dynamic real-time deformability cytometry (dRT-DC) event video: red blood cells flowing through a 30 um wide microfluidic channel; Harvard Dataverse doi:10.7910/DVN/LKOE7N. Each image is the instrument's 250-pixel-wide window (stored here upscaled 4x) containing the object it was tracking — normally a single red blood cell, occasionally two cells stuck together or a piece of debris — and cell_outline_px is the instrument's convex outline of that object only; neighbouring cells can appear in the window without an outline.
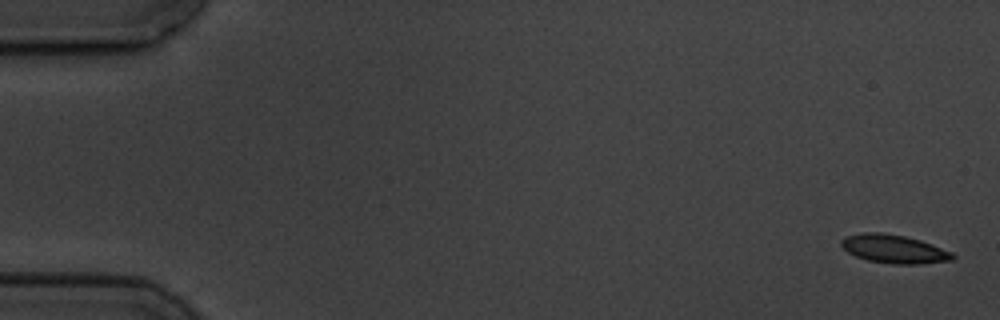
{"species": "common noctule bat (a hibernating species)", "species_latin": "Nyctalus noctula", "temperature_condition": "cold", "stored_images_in_passage": 5, "camera_frame_rate_fps": 3000, "um_per_image_px": 0.085, "animal": {"sex": "male", "body_mass_g": 19.5, "forearm_length_mm": 54.6}, "frame": {"image": 1, "passage_image": 1, "time_ms": 0.0, "image_size_px": [1000, 320], "cell_outline_px": [[956, 256], [952, 260], [920, 264], [892, 264], [868, 260], [856, 256], [848, 252], [840, 244], [840, 240], [844, 236], [864, 232], [880, 232], [904, 236], [920, 240], [932, 244], [952, 252]], "centroid_in_image_um": [75.98, 21.16], "position_along_channel_um": 9.0, "area_um2": 18.5}}
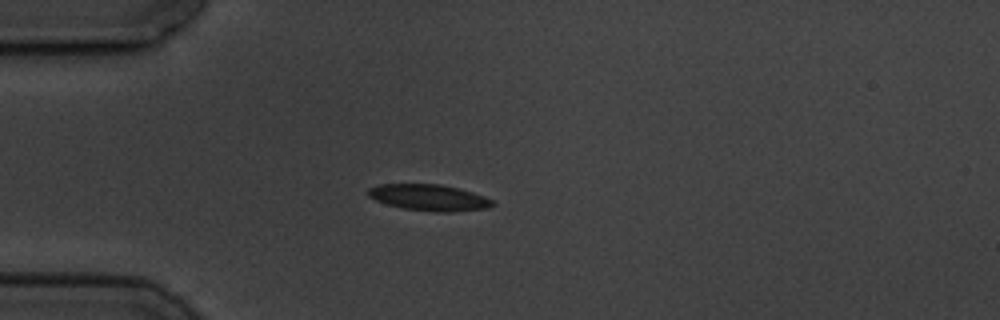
{"frame": {"image": 2, "passage_image": 5, "time_ms": 4.667, "image_size_px": [1000, 320], "cell_outline_px": [[496, 204], [488, 208], [452, 212], [436, 212], [404, 208], [388, 204], [376, 200], [368, 196], [368, 188], [380, 184], [440, 184], [472, 192], [484, 196], [492, 200]], "centroid_in_image_um": [36.48, 16.79], "position_along_channel_um": 48.5, "area_um2": 18.9}}